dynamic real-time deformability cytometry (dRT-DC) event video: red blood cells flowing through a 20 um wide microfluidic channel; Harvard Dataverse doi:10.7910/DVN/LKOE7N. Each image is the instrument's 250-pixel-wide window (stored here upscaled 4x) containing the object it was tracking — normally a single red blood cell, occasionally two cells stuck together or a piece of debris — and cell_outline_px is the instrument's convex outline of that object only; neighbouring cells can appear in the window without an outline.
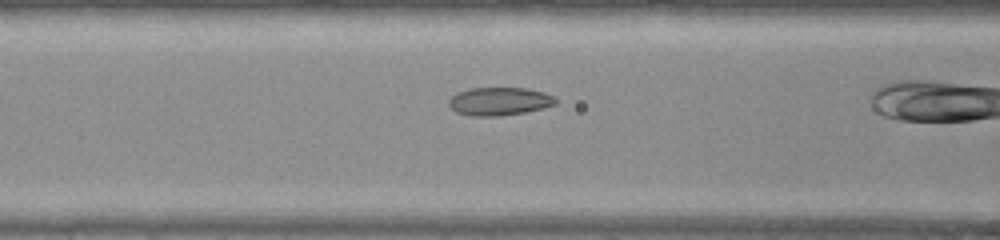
{"species": "common noctule bat (a hibernating species)", "species_latin": "Nyctalus noctula", "temperature_condition": "warm", "stored_images_in_passage": 35, "camera_frame_rate_fps": 3000, "um_per_image_px": 0.085, "animal": {"sex": "female", "body_mass_g": 22.0, "forearm_length_mm": 56.7}, "frame": {"image": 1, "passage_image": 15, "time_ms": 4.667, "image_size_px": [1000, 240], "cell_outline_px": [[556, 104], [544, 108], [524, 112], [500, 116], [468, 116], [456, 112], [448, 104], [448, 100], [456, 92], [468, 88], [528, 88], [544, 92], [556, 96]], "centroid_in_image_um": [42.44, 8.61], "position_along_channel_um": 124.2, "area_um2": 17.74}}
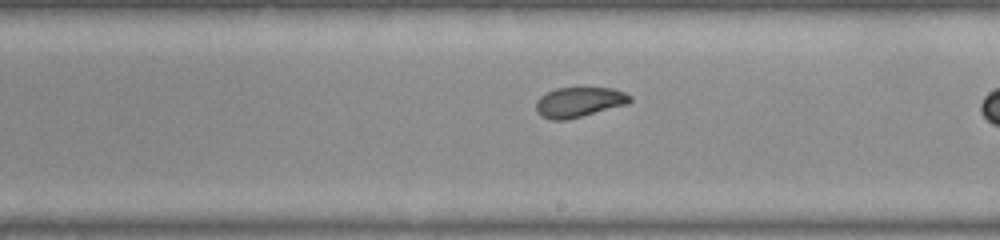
{"frame": {"image": 2, "passage_image": 24, "time_ms": 7.667, "image_size_px": [1000, 240], "cell_outline_px": [[632, 100], [628, 104], [568, 120], [552, 120], [540, 116], [536, 112], [536, 100], [540, 96], [556, 88], [612, 88], [624, 92], [632, 96]], "centroid_in_image_um": [49.22, 8.69], "position_along_channel_um": 239.8, "area_um2": 16.59}}
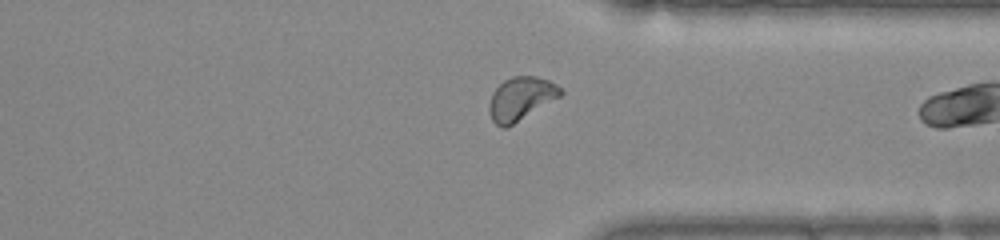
{"frame": {"image": 3, "passage_image": 34, "time_ms": 11.0, "image_size_px": [1000, 240], "cell_outline_px": [[564, 92], [560, 96], [512, 124], [504, 128], [500, 128], [492, 120], [488, 112], [488, 104], [492, 92], [504, 80], [512, 76], [536, 76], [548, 80], [556, 84]], "centroid_in_image_um": [44.23, 8.37], "position_along_channel_um": 367.2, "area_um2": 17.8}}